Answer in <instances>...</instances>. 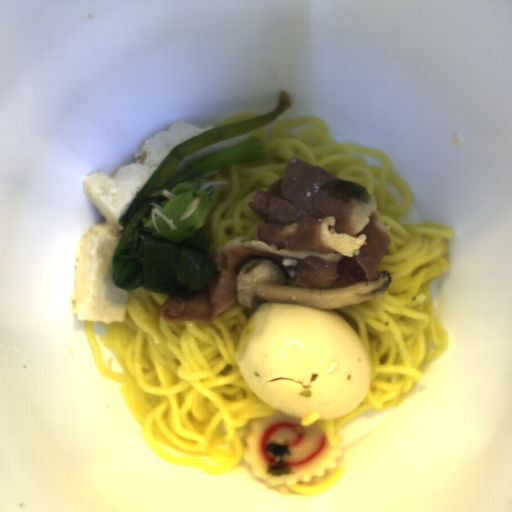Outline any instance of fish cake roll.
I'll return each mask as SVG.
<instances>
[{
	"instance_id": "obj_1",
	"label": "fish cake roll",
	"mask_w": 512,
	"mask_h": 512,
	"mask_svg": "<svg viewBox=\"0 0 512 512\" xmlns=\"http://www.w3.org/2000/svg\"><path fill=\"white\" fill-rule=\"evenodd\" d=\"M301 417L283 412L250 420L244 433L247 445L243 459L253 468L254 476L270 486H291L322 478L327 470L336 467L344 455V436L335 434L337 443L331 445L318 424L301 425ZM289 443L292 455L283 456L291 471L289 476L270 477L267 466L271 457L264 445L269 442Z\"/></svg>"
}]
</instances>
